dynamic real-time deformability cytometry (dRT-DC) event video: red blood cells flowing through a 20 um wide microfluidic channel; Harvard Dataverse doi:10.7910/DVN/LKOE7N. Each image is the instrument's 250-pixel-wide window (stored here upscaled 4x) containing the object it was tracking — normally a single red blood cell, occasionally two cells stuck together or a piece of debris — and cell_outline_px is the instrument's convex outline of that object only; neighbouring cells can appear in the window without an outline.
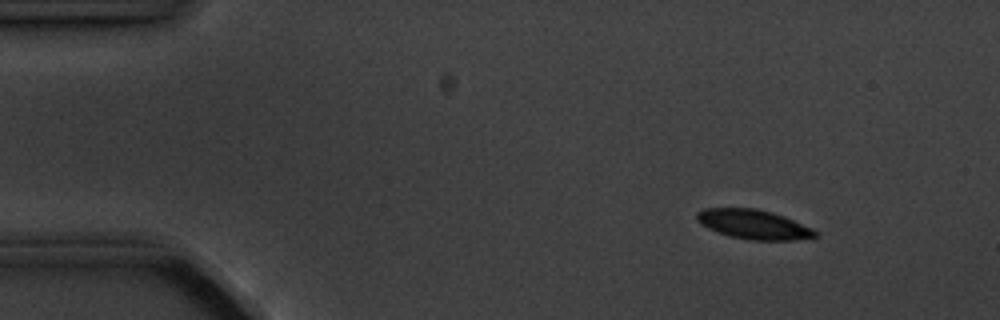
{"species": "common noctule bat (a hibernating species)", "species_latin": "Nyctalus noctula", "temperature_condition": "cold", "stored_images_in_passage": 4, "camera_frame_rate_fps": 3000, "um_per_image_px": 0.085, "animal": {"sex": "male", "body_mass_g": 20.1, "forearm_length_mm": 53.5}, "frame": {"image": 1, "passage_image": 1, "time_ms": 0.0, "image_size_px": [1000, 320], "cell_outline_px": [[820, 236], [812, 240], [748, 240], [728, 236], [708, 228], [700, 224], [696, 220], [696, 212], [704, 208], [756, 208], [772, 212], [784, 216], [812, 228]], "centroid_in_image_um": [64.09, 19.09], "position_along_channel_um": 20.9, "area_um2": 20.69}}
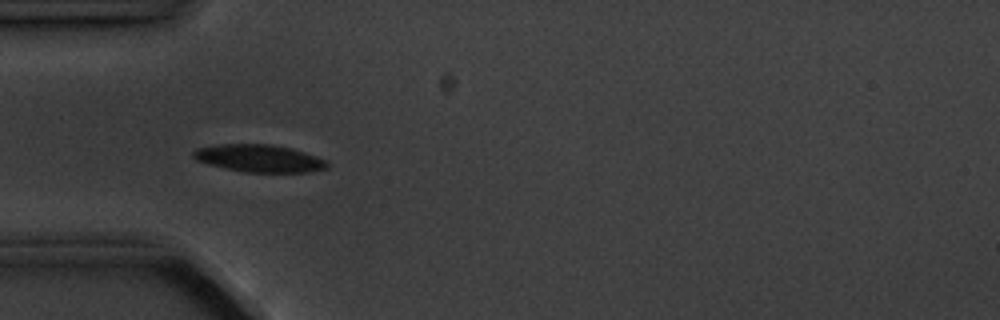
{"frame": {"image": 2, "passage_image": 4, "time_ms": 3.333, "image_size_px": [1000, 320], "cell_outline_px": [[328, 168], [308, 172], [244, 172], [208, 164], [196, 160], [192, 156], [192, 152], [196, 148], [220, 144], [268, 144], [288, 148], [304, 152], [328, 160]], "centroid_in_image_um": [22.02, 13.46], "position_along_channel_um": 63.0, "area_um2": 21.33}}